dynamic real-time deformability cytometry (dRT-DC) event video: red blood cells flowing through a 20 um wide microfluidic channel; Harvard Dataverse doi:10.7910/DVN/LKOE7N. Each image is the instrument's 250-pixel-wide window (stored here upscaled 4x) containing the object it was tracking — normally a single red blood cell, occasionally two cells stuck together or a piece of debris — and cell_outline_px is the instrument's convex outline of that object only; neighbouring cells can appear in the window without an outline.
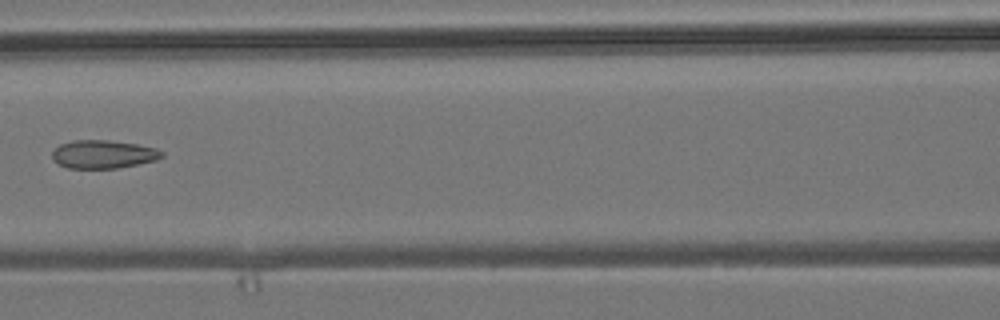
{"species": "common noctule bat (a hibernating species)", "species_latin": "Nyctalus noctula", "temperature_condition": "room temperature", "stored_images_in_passage": 6, "camera_frame_rate_fps": 3000, "um_per_image_px": 0.085, "animal": {"sex": "male", "body_mass_g": 19.2, "forearm_length_mm": 51.8}, "frame": {"image": 1, "passage_image": 4, "time_ms": 3.667, "image_size_px": [1000, 320], "cell_outline_px": [[164, 156], [156, 160], [116, 168], [68, 168], [52, 160], [52, 152], [60, 144], [72, 140], [108, 140], [136, 144], [156, 148], [164, 152]], "centroid_in_image_um": [8.77, 13.1], "position_along_channel_um": 157.8, "area_um2": 17.98}}
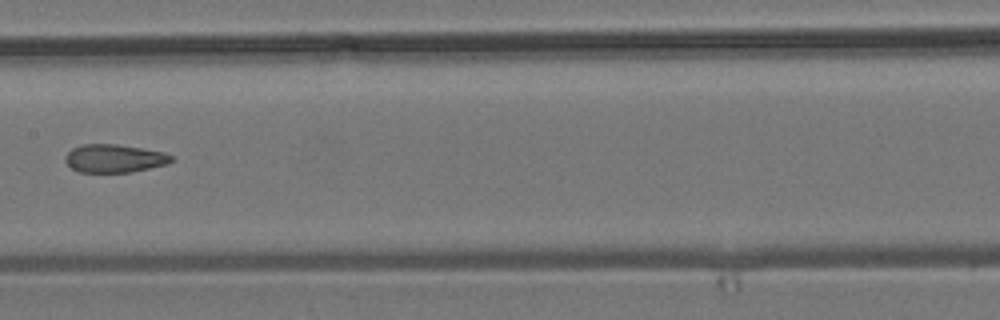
{"frame": {"image": 2, "passage_image": 5, "time_ms": 4.667, "image_size_px": [1000, 320], "cell_outline_px": [[176, 160], [168, 164], [128, 172], [80, 172], [72, 168], [64, 160], [64, 156], [72, 148], [84, 144], [116, 144], [164, 152], [176, 156]], "centroid_in_image_um": [9.76, 13.46], "position_along_channel_um": 197.6, "area_um2": 17.46}}
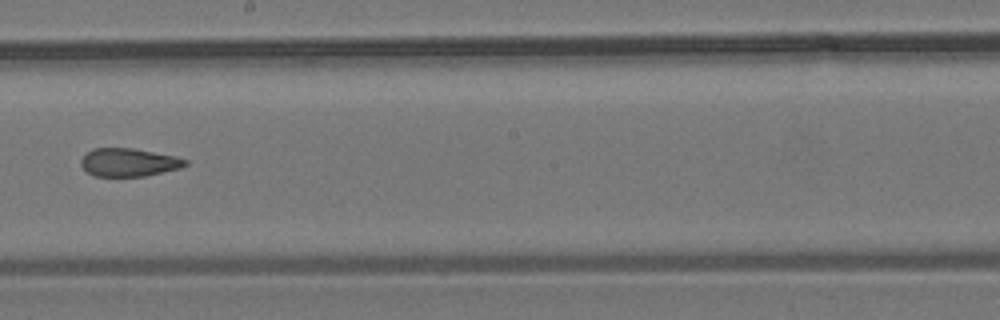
{"frame": {"image": 3, "passage_image": 6, "time_ms": 5.667, "image_size_px": [1000, 320], "cell_outline_px": [[188, 164], [180, 168], [144, 176], [92, 176], [80, 164], [80, 160], [92, 148], [132, 148], [176, 156], [188, 160]], "centroid_in_image_um": [10.95, 13.8], "position_along_channel_um": 237.3, "area_um2": 17.05}}